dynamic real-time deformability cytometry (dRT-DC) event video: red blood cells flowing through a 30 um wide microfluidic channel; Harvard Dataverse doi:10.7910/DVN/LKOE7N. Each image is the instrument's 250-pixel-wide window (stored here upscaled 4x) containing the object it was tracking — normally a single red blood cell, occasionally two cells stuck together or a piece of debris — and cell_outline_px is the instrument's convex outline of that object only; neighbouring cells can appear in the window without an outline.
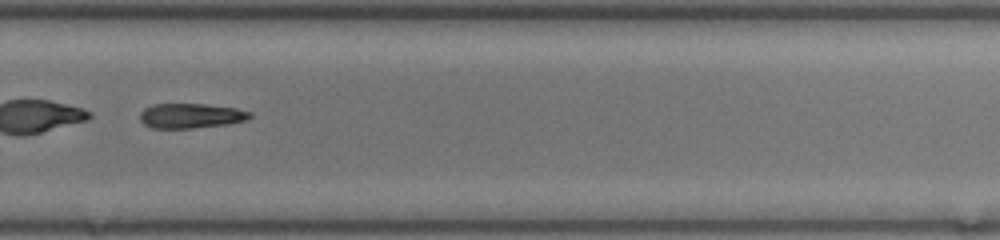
{"species": "common noctule bat (a hibernating species)", "species_latin": "Nyctalus noctula", "temperature_condition": "room temperature", "stored_images_in_passage": 48, "segment_of_instrument_passage": [2, 2], "camera_frame_rate_fps": 3000, "um_per_image_px": 0.085, "animal": {"sex": "female", "body_mass_g": 17.0, "forearm_length_mm": 48.0}, "frame": {"image": 1, "passage_image": 33, "time_ms": 10.667, "image_size_px": [1000, 240], "cell_outline_px": [[252, 116], [248, 120], [228, 124], [192, 128], [152, 128], [144, 124], [140, 120], [140, 112], [144, 108], [152, 104], [204, 104], [236, 108], [252, 112]], "centroid_in_image_um": [16.23, 9.84], "position_along_channel_um": 313.6, "area_um2": 16.01}}